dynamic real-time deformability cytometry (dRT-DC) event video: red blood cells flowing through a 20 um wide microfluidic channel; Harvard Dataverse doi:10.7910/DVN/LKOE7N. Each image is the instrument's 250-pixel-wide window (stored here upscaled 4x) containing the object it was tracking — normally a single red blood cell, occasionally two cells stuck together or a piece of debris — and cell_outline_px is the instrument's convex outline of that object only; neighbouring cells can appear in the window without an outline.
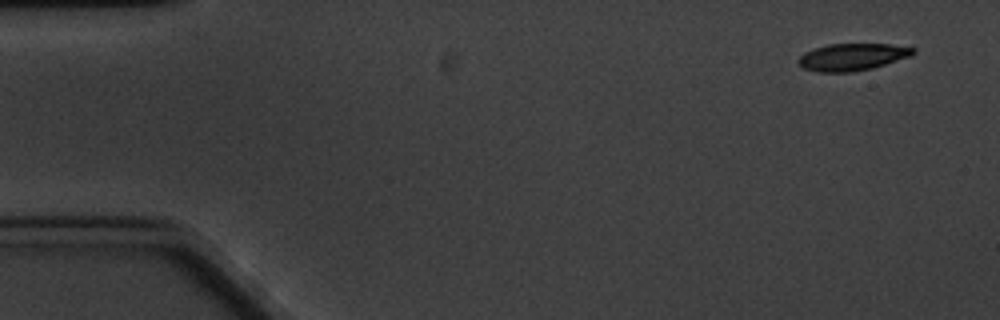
{"species": "common noctule bat (a hibernating species)", "species_latin": "Nyctalus noctula", "temperature_condition": "cold", "stored_images_in_passage": 4, "camera_frame_rate_fps": 3000, "um_per_image_px": 0.085, "animal": {"sex": "male", "body_mass_g": 20.1, "forearm_length_mm": 53.5}, "frame": {"image": 1, "passage_image": 1, "time_ms": 0.0, "image_size_px": [1000, 320], "cell_outline_px": [[916, 52], [912, 56], [872, 68], [852, 72], [816, 72], [804, 68], [796, 60], [804, 52], [828, 44], [888, 44], [916, 48]], "centroid_in_image_um": [72.46, 4.84], "position_along_channel_um": 12.5, "area_um2": 18.15}}
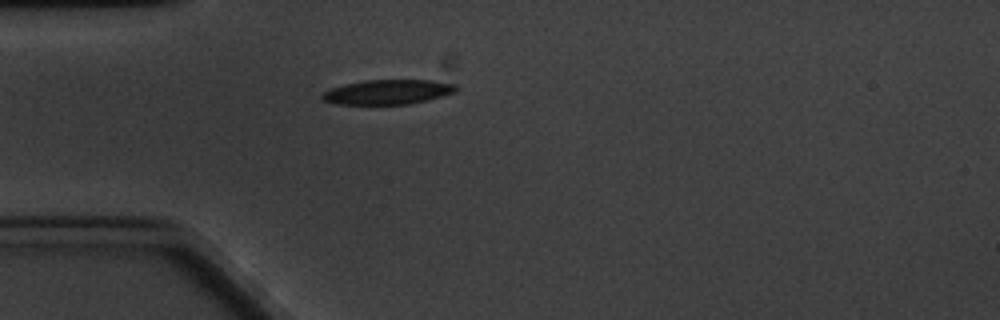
{"frame": {"image": 2, "passage_image": 4, "time_ms": 4.333, "image_size_px": [1000, 320], "cell_outline_px": [[460, 88], [456, 92], [428, 100], [408, 104], [336, 104], [324, 100], [320, 96], [328, 88], [344, 84], [364, 80], [432, 80], [456, 84]], "centroid_in_image_um": [32.98, 7.81], "position_along_channel_um": 52.0, "area_um2": 19.42}}